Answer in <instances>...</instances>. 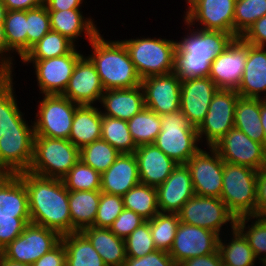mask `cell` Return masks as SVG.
<instances>
[{"instance_id":"cell-1","label":"cell","mask_w":266,"mask_h":266,"mask_svg":"<svg viewBox=\"0 0 266 266\" xmlns=\"http://www.w3.org/2000/svg\"><path fill=\"white\" fill-rule=\"evenodd\" d=\"M28 193L30 222L58 232L72 233L69 191L58 178L43 177L29 171L21 172Z\"/></svg>"},{"instance_id":"cell-2","label":"cell","mask_w":266,"mask_h":266,"mask_svg":"<svg viewBox=\"0 0 266 266\" xmlns=\"http://www.w3.org/2000/svg\"><path fill=\"white\" fill-rule=\"evenodd\" d=\"M187 26L182 40H176L174 73L181 81L189 78L208 77L211 63L224 52L236 38L234 34L223 31L202 30Z\"/></svg>"},{"instance_id":"cell-3","label":"cell","mask_w":266,"mask_h":266,"mask_svg":"<svg viewBox=\"0 0 266 266\" xmlns=\"http://www.w3.org/2000/svg\"><path fill=\"white\" fill-rule=\"evenodd\" d=\"M99 32L90 42L88 58L94 64L105 90L141 85L129 53L121 40H107ZM106 39V40H105Z\"/></svg>"},{"instance_id":"cell-4","label":"cell","mask_w":266,"mask_h":266,"mask_svg":"<svg viewBox=\"0 0 266 266\" xmlns=\"http://www.w3.org/2000/svg\"><path fill=\"white\" fill-rule=\"evenodd\" d=\"M121 41L141 79L174 72L176 40L161 37H136Z\"/></svg>"},{"instance_id":"cell-5","label":"cell","mask_w":266,"mask_h":266,"mask_svg":"<svg viewBox=\"0 0 266 266\" xmlns=\"http://www.w3.org/2000/svg\"><path fill=\"white\" fill-rule=\"evenodd\" d=\"M258 171L223 161L220 199L236 217L255 216Z\"/></svg>"},{"instance_id":"cell-6","label":"cell","mask_w":266,"mask_h":266,"mask_svg":"<svg viewBox=\"0 0 266 266\" xmlns=\"http://www.w3.org/2000/svg\"><path fill=\"white\" fill-rule=\"evenodd\" d=\"M197 128L179 110L161 115V131L154 144L177 164H186L201 148Z\"/></svg>"},{"instance_id":"cell-7","label":"cell","mask_w":266,"mask_h":266,"mask_svg":"<svg viewBox=\"0 0 266 266\" xmlns=\"http://www.w3.org/2000/svg\"><path fill=\"white\" fill-rule=\"evenodd\" d=\"M80 149L67 139L34 137L33 159L29 172L62 179L79 161Z\"/></svg>"},{"instance_id":"cell-8","label":"cell","mask_w":266,"mask_h":266,"mask_svg":"<svg viewBox=\"0 0 266 266\" xmlns=\"http://www.w3.org/2000/svg\"><path fill=\"white\" fill-rule=\"evenodd\" d=\"M33 121L35 136L69 140L78 104L63 95H42Z\"/></svg>"},{"instance_id":"cell-9","label":"cell","mask_w":266,"mask_h":266,"mask_svg":"<svg viewBox=\"0 0 266 266\" xmlns=\"http://www.w3.org/2000/svg\"><path fill=\"white\" fill-rule=\"evenodd\" d=\"M177 214L180 222L209 229L220 237L224 236V225L227 228L230 226L231 229L236 226V217L228 210L226 204L216 197L194 195Z\"/></svg>"},{"instance_id":"cell-10","label":"cell","mask_w":266,"mask_h":266,"mask_svg":"<svg viewBox=\"0 0 266 266\" xmlns=\"http://www.w3.org/2000/svg\"><path fill=\"white\" fill-rule=\"evenodd\" d=\"M239 97L236 90H217L212 97L204 121L197 128L201 144L206 140L204 146L213 147L234 127L235 108Z\"/></svg>"},{"instance_id":"cell-11","label":"cell","mask_w":266,"mask_h":266,"mask_svg":"<svg viewBox=\"0 0 266 266\" xmlns=\"http://www.w3.org/2000/svg\"><path fill=\"white\" fill-rule=\"evenodd\" d=\"M61 235L46 227L29 223L24 231L0 253L15 262L33 264L61 242Z\"/></svg>"},{"instance_id":"cell-12","label":"cell","mask_w":266,"mask_h":266,"mask_svg":"<svg viewBox=\"0 0 266 266\" xmlns=\"http://www.w3.org/2000/svg\"><path fill=\"white\" fill-rule=\"evenodd\" d=\"M199 149L186 163L195 195L220 198L223 187V160L214 147Z\"/></svg>"},{"instance_id":"cell-13","label":"cell","mask_w":266,"mask_h":266,"mask_svg":"<svg viewBox=\"0 0 266 266\" xmlns=\"http://www.w3.org/2000/svg\"><path fill=\"white\" fill-rule=\"evenodd\" d=\"M75 47L69 54L37 61H21L35 69L37 86L42 95H61L70 80L77 61L83 56Z\"/></svg>"},{"instance_id":"cell-14","label":"cell","mask_w":266,"mask_h":266,"mask_svg":"<svg viewBox=\"0 0 266 266\" xmlns=\"http://www.w3.org/2000/svg\"><path fill=\"white\" fill-rule=\"evenodd\" d=\"M224 162L247 166L257 171L266 167V148L233 127L214 146Z\"/></svg>"},{"instance_id":"cell-15","label":"cell","mask_w":266,"mask_h":266,"mask_svg":"<svg viewBox=\"0 0 266 266\" xmlns=\"http://www.w3.org/2000/svg\"><path fill=\"white\" fill-rule=\"evenodd\" d=\"M235 2L236 0H195L184 11L183 19L190 27L196 25L195 28L202 30L233 34Z\"/></svg>"},{"instance_id":"cell-16","label":"cell","mask_w":266,"mask_h":266,"mask_svg":"<svg viewBox=\"0 0 266 266\" xmlns=\"http://www.w3.org/2000/svg\"><path fill=\"white\" fill-rule=\"evenodd\" d=\"M220 236L206 228L179 222L173 245L168 252L177 265L193 257L218 251Z\"/></svg>"},{"instance_id":"cell-17","label":"cell","mask_w":266,"mask_h":266,"mask_svg":"<svg viewBox=\"0 0 266 266\" xmlns=\"http://www.w3.org/2000/svg\"><path fill=\"white\" fill-rule=\"evenodd\" d=\"M181 82L174 72L141 79L145 107L159 116L179 111Z\"/></svg>"},{"instance_id":"cell-18","label":"cell","mask_w":266,"mask_h":266,"mask_svg":"<svg viewBox=\"0 0 266 266\" xmlns=\"http://www.w3.org/2000/svg\"><path fill=\"white\" fill-rule=\"evenodd\" d=\"M247 60V42L236 37L211 63L209 78L218 89L237 90Z\"/></svg>"},{"instance_id":"cell-19","label":"cell","mask_w":266,"mask_h":266,"mask_svg":"<svg viewBox=\"0 0 266 266\" xmlns=\"http://www.w3.org/2000/svg\"><path fill=\"white\" fill-rule=\"evenodd\" d=\"M104 91L94 64L83 55L77 61L67 87L61 95L78 105H97Z\"/></svg>"},{"instance_id":"cell-20","label":"cell","mask_w":266,"mask_h":266,"mask_svg":"<svg viewBox=\"0 0 266 266\" xmlns=\"http://www.w3.org/2000/svg\"><path fill=\"white\" fill-rule=\"evenodd\" d=\"M218 87L209 77L189 78L181 82L180 111L198 128L204 121Z\"/></svg>"},{"instance_id":"cell-21","label":"cell","mask_w":266,"mask_h":266,"mask_svg":"<svg viewBox=\"0 0 266 266\" xmlns=\"http://www.w3.org/2000/svg\"><path fill=\"white\" fill-rule=\"evenodd\" d=\"M34 132H9L0 138V173L28 171L33 159Z\"/></svg>"},{"instance_id":"cell-22","label":"cell","mask_w":266,"mask_h":266,"mask_svg":"<svg viewBox=\"0 0 266 266\" xmlns=\"http://www.w3.org/2000/svg\"><path fill=\"white\" fill-rule=\"evenodd\" d=\"M157 202L161 213H178L195 195L191 174L186 164H178L171 175L158 187Z\"/></svg>"},{"instance_id":"cell-23","label":"cell","mask_w":266,"mask_h":266,"mask_svg":"<svg viewBox=\"0 0 266 266\" xmlns=\"http://www.w3.org/2000/svg\"><path fill=\"white\" fill-rule=\"evenodd\" d=\"M138 162L140 183L158 187L178 165L155 144H144L134 152Z\"/></svg>"},{"instance_id":"cell-24","label":"cell","mask_w":266,"mask_h":266,"mask_svg":"<svg viewBox=\"0 0 266 266\" xmlns=\"http://www.w3.org/2000/svg\"><path fill=\"white\" fill-rule=\"evenodd\" d=\"M99 103L102 115L128 121L145 108L144 92L141 85L109 89L104 91Z\"/></svg>"},{"instance_id":"cell-25","label":"cell","mask_w":266,"mask_h":266,"mask_svg":"<svg viewBox=\"0 0 266 266\" xmlns=\"http://www.w3.org/2000/svg\"><path fill=\"white\" fill-rule=\"evenodd\" d=\"M140 183L138 162L134 153H121L101 174V192L123 196Z\"/></svg>"},{"instance_id":"cell-26","label":"cell","mask_w":266,"mask_h":266,"mask_svg":"<svg viewBox=\"0 0 266 266\" xmlns=\"http://www.w3.org/2000/svg\"><path fill=\"white\" fill-rule=\"evenodd\" d=\"M265 48L266 47L253 46L247 43V60L245 63V69L241 83L236 90L240 97L266 99Z\"/></svg>"},{"instance_id":"cell-27","label":"cell","mask_w":266,"mask_h":266,"mask_svg":"<svg viewBox=\"0 0 266 266\" xmlns=\"http://www.w3.org/2000/svg\"><path fill=\"white\" fill-rule=\"evenodd\" d=\"M13 84V75H0V138L9 132H34L32 119L29 125L19 109Z\"/></svg>"},{"instance_id":"cell-28","label":"cell","mask_w":266,"mask_h":266,"mask_svg":"<svg viewBox=\"0 0 266 266\" xmlns=\"http://www.w3.org/2000/svg\"><path fill=\"white\" fill-rule=\"evenodd\" d=\"M80 10L48 11L51 30L67 37L75 45L82 36L90 42L100 31L93 21L95 19L84 17Z\"/></svg>"},{"instance_id":"cell-29","label":"cell","mask_w":266,"mask_h":266,"mask_svg":"<svg viewBox=\"0 0 266 266\" xmlns=\"http://www.w3.org/2000/svg\"><path fill=\"white\" fill-rule=\"evenodd\" d=\"M0 215L30 218L28 193L21 172L0 173Z\"/></svg>"},{"instance_id":"cell-30","label":"cell","mask_w":266,"mask_h":266,"mask_svg":"<svg viewBox=\"0 0 266 266\" xmlns=\"http://www.w3.org/2000/svg\"><path fill=\"white\" fill-rule=\"evenodd\" d=\"M94 105H78L69 135V141L79 149L101 139L102 114Z\"/></svg>"},{"instance_id":"cell-31","label":"cell","mask_w":266,"mask_h":266,"mask_svg":"<svg viewBox=\"0 0 266 266\" xmlns=\"http://www.w3.org/2000/svg\"><path fill=\"white\" fill-rule=\"evenodd\" d=\"M100 254L106 266H124L125 240L117 237L109 228L86 227L81 231Z\"/></svg>"},{"instance_id":"cell-32","label":"cell","mask_w":266,"mask_h":266,"mask_svg":"<svg viewBox=\"0 0 266 266\" xmlns=\"http://www.w3.org/2000/svg\"><path fill=\"white\" fill-rule=\"evenodd\" d=\"M101 191H69L72 233L94 226Z\"/></svg>"},{"instance_id":"cell-33","label":"cell","mask_w":266,"mask_h":266,"mask_svg":"<svg viewBox=\"0 0 266 266\" xmlns=\"http://www.w3.org/2000/svg\"><path fill=\"white\" fill-rule=\"evenodd\" d=\"M261 99L239 97L236 102L234 127L250 139L265 146V136L260 119Z\"/></svg>"},{"instance_id":"cell-34","label":"cell","mask_w":266,"mask_h":266,"mask_svg":"<svg viewBox=\"0 0 266 266\" xmlns=\"http://www.w3.org/2000/svg\"><path fill=\"white\" fill-rule=\"evenodd\" d=\"M61 242L66 250V266H106L82 232L62 235Z\"/></svg>"},{"instance_id":"cell-35","label":"cell","mask_w":266,"mask_h":266,"mask_svg":"<svg viewBox=\"0 0 266 266\" xmlns=\"http://www.w3.org/2000/svg\"><path fill=\"white\" fill-rule=\"evenodd\" d=\"M228 231L227 235L231 238L223 240L221 236L218 243L222 263L227 266H255L258 259L244 235L236 227L231 229L230 234Z\"/></svg>"},{"instance_id":"cell-36","label":"cell","mask_w":266,"mask_h":266,"mask_svg":"<svg viewBox=\"0 0 266 266\" xmlns=\"http://www.w3.org/2000/svg\"><path fill=\"white\" fill-rule=\"evenodd\" d=\"M122 198L124 208L134 211L146 221L160 212L156 187L139 183L124 194Z\"/></svg>"},{"instance_id":"cell-37","label":"cell","mask_w":266,"mask_h":266,"mask_svg":"<svg viewBox=\"0 0 266 266\" xmlns=\"http://www.w3.org/2000/svg\"><path fill=\"white\" fill-rule=\"evenodd\" d=\"M3 26L8 49L21 60L27 53V11H7Z\"/></svg>"},{"instance_id":"cell-38","label":"cell","mask_w":266,"mask_h":266,"mask_svg":"<svg viewBox=\"0 0 266 266\" xmlns=\"http://www.w3.org/2000/svg\"><path fill=\"white\" fill-rule=\"evenodd\" d=\"M77 45L58 32L50 30L34 44L21 61H37L69 54Z\"/></svg>"},{"instance_id":"cell-39","label":"cell","mask_w":266,"mask_h":266,"mask_svg":"<svg viewBox=\"0 0 266 266\" xmlns=\"http://www.w3.org/2000/svg\"><path fill=\"white\" fill-rule=\"evenodd\" d=\"M127 124L137 147L144 144H154L161 131V116L145 107L128 120Z\"/></svg>"},{"instance_id":"cell-40","label":"cell","mask_w":266,"mask_h":266,"mask_svg":"<svg viewBox=\"0 0 266 266\" xmlns=\"http://www.w3.org/2000/svg\"><path fill=\"white\" fill-rule=\"evenodd\" d=\"M101 139L120 153H134L137 149L126 120L102 115Z\"/></svg>"},{"instance_id":"cell-41","label":"cell","mask_w":266,"mask_h":266,"mask_svg":"<svg viewBox=\"0 0 266 266\" xmlns=\"http://www.w3.org/2000/svg\"><path fill=\"white\" fill-rule=\"evenodd\" d=\"M248 222L251 224L249 225ZM235 227L247 239L255 257L259 260L258 264L262 263L266 259V219L253 215L242 216L236 218Z\"/></svg>"},{"instance_id":"cell-42","label":"cell","mask_w":266,"mask_h":266,"mask_svg":"<svg viewBox=\"0 0 266 266\" xmlns=\"http://www.w3.org/2000/svg\"><path fill=\"white\" fill-rule=\"evenodd\" d=\"M120 154L107 141L99 139L80 148L79 160L102 174Z\"/></svg>"},{"instance_id":"cell-43","label":"cell","mask_w":266,"mask_h":266,"mask_svg":"<svg viewBox=\"0 0 266 266\" xmlns=\"http://www.w3.org/2000/svg\"><path fill=\"white\" fill-rule=\"evenodd\" d=\"M148 221L156 249L169 252L180 222L178 214L159 212Z\"/></svg>"},{"instance_id":"cell-44","label":"cell","mask_w":266,"mask_h":266,"mask_svg":"<svg viewBox=\"0 0 266 266\" xmlns=\"http://www.w3.org/2000/svg\"><path fill=\"white\" fill-rule=\"evenodd\" d=\"M266 15V0H236L233 34L241 37L255 21Z\"/></svg>"},{"instance_id":"cell-45","label":"cell","mask_w":266,"mask_h":266,"mask_svg":"<svg viewBox=\"0 0 266 266\" xmlns=\"http://www.w3.org/2000/svg\"><path fill=\"white\" fill-rule=\"evenodd\" d=\"M68 191H100L101 174L79 160L61 179Z\"/></svg>"},{"instance_id":"cell-46","label":"cell","mask_w":266,"mask_h":266,"mask_svg":"<svg viewBox=\"0 0 266 266\" xmlns=\"http://www.w3.org/2000/svg\"><path fill=\"white\" fill-rule=\"evenodd\" d=\"M50 30V17L44 4L27 10V52Z\"/></svg>"},{"instance_id":"cell-47","label":"cell","mask_w":266,"mask_h":266,"mask_svg":"<svg viewBox=\"0 0 266 266\" xmlns=\"http://www.w3.org/2000/svg\"><path fill=\"white\" fill-rule=\"evenodd\" d=\"M124 240L127 257L139 258L157 250L151 236L149 221L142 223Z\"/></svg>"},{"instance_id":"cell-48","label":"cell","mask_w":266,"mask_h":266,"mask_svg":"<svg viewBox=\"0 0 266 266\" xmlns=\"http://www.w3.org/2000/svg\"><path fill=\"white\" fill-rule=\"evenodd\" d=\"M123 209L122 196L101 192L94 227L110 228Z\"/></svg>"},{"instance_id":"cell-49","label":"cell","mask_w":266,"mask_h":266,"mask_svg":"<svg viewBox=\"0 0 266 266\" xmlns=\"http://www.w3.org/2000/svg\"><path fill=\"white\" fill-rule=\"evenodd\" d=\"M29 223L30 218L0 215V251L16 239Z\"/></svg>"},{"instance_id":"cell-50","label":"cell","mask_w":266,"mask_h":266,"mask_svg":"<svg viewBox=\"0 0 266 266\" xmlns=\"http://www.w3.org/2000/svg\"><path fill=\"white\" fill-rule=\"evenodd\" d=\"M146 220L132 210L126 208L120 213L110 230L119 238L126 239L137 227Z\"/></svg>"},{"instance_id":"cell-51","label":"cell","mask_w":266,"mask_h":266,"mask_svg":"<svg viewBox=\"0 0 266 266\" xmlns=\"http://www.w3.org/2000/svg\"><path fill=\"white\" fill-rule=\"evenodd\" d=\"M124 266H178L168 252L155 250L143 257H127Z\"/></svg>"},{"instance_id":"cell-52","label":"cell","mask_w":266,"mask_h":266,"mask_svg":"<svg viewBox=\"0 0 266 266\" xmlns=\"http://www.w3.org/2000/svg\"><path fill=\"white\" fill-rule=\"evenodd\" d=\"M241 38L253 46H266V15L255 21Z\"/></svg>"},{"instance_id":"cell-53","label":"cell","mask_w":266,"mask_h":266,"mask_svg":"<svg viewBox=\"0 0 266 266\" xmlns=\"http://www.w3.org/2000/svg\"><path fill=\"white\" fill-rule=\"evenodd\" d=\"M7 47L3 23H0V75H14V55Z\"/></svg>"},{"instance_id":"cell-54","label":"cell","mask_w":266,"mask_h":266,"mask_svg":"<svg viewBox=\"0 0 266 266\" xmlns=\"http://www.w3.org/2000/svg\"><path fill=\"white\" fill-rule=\"evenodd\" d=\"M66 250L62 242L45 253L32 266H66Z\"/></svg>"},{"instance_id":"cell-55","label":"cell","mask_w":266,"mask_h":266,"mask_svg":"<svg viewBox=\"0 0 266 266\" xmlns=\"http://www.w3.org/2000/svg\"><path fill=\"white\" fill-rule=\"evenodd\" d=\"M255 216L266 219V167L258 171Z\"/></svg>"},{"instance_id":"cell-56","label":"cell","mask_w":266,"mask_h":266,"mask_svg":"<svg viewBox=\"0 0 266 266\" xmlns=\"http://www.w3.org/2000/svg\"><path fill=\"white\" fill-rule=\"evenodd\" d=\"M222 259L219 251L204 256L186 259L178 266H222Z\"/></svg>"},{"instance_id":"cell-57","label":"cell","mask_w":266,"mask_h":266,"mask_svg":"<svg viewBox=\"0 0 266 266\" xmlns=\"http://www.w3.org/2000/svg\"><path fill=\"white\" fill-rule=\"evenodd\" d=\"M84 0H43L48 11L81 9Z\"/></svg>"},{"instance_id":"cell-58","label":"cell","mask_w":266,"mask_h":266,"mask_svg":"<svg viewBox=\"0 0 266 266\" xmlns=\"http://www.w3.org/2000/svg\"><path fill=\"white\" fill-rule=\"evenodd\" d=\"M2 2L4 3L7 11H27L43 4V0H2Z\"/></svg>"},{"instance_id":"cell-59","label":"cell","mask_w":266,"mask_h":266,"mask_svg":"<svg viewBox=\"0 0 266 266\" xmlns=\"http://www.w3.org/2000/svg\"><path fill=\"white\" fill-rule=\"evenodd\" d=\"M260 119L265 136V148H266V99H261Z\"/></svg>"},{"instance_id":"cell-60","label":"cell","mask_w":266,"mask_h":266,"mask_svg":"<svg viewBox=\"0 0 266 266\" xmlns=\"http://www.w3.org/2000/svg\"><path fill=\"white\" fill-rule=\"evenodd\" d=\"M0 266H32V265L31 264H28V263H22V262L12 261V260L4 257L0 253Z\"/></svg>"},{"instance_id":"cell-61","label":"cell","mask_w":266,"mask_h":266,"mask_svg":"<svg viewBox=\"0 0 266 266\" xmlns=\"http://www.w3.org/2000/svg\"><path fill=\"white\" fill-rule=\"evenodd\" d=\"M6 7L2 0H0V23H4L5 15H6Z\"/></svg>"},{"instance_id":"cell-62","label":"cell","mask_w":266,"mask_h":266,"mask_svg":"<svg viewBox=\"0 0 266 266\" xmlns=\"http://www.w3.org/2000/svg\"><path fill=\"white\" fill-rule=\"evenodd\" d=\"M195 0H185L187 6L189 7Z\"/></svg>"},{"instance_id":"cell-63","label":"cell","mask_w":266,"mask_h":266,"mask_svg":"<svg viewBox=\"0 0 266 266\" xmlns=\"http://www.w3.org/2000/svg\"><path fill=\"white\" fill-rule=\"evenodd\" d=\"M263 266H266V259L261 263Z\"/></svg>"}]
</instances>
